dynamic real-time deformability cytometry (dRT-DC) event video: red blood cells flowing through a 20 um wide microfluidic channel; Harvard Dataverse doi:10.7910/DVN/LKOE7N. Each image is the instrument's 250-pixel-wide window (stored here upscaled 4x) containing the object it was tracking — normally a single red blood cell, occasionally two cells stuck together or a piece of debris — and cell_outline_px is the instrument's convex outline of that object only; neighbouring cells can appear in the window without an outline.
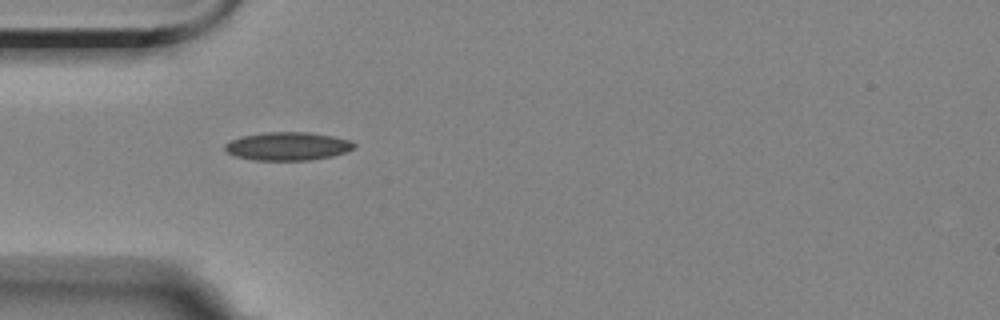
{"species": "Egyptian fruit bat (a non-hibernating species)", "species_latin": "Rousettus aegyptiacus", "temperature_condition": "room temperature", "stored_images_in_passage": 2, "camera_frame_rate_fps": 3000, "um_per_image_px": 0.085, "animal": {"sex": "female"}, "frame": {"image": 1, "passage_image": 1, "time_ms": 0.0, "image_size_px": [1000, 320], "cell_outline_px": [[356, 144], [352, 148], [344, 152], [332, 156], [312, 160], [252, 160], [236, 156], [228, 152], [224, 148], [224, 144], [232, 140], [244, 136], [264, 132], [308, 132], [332, 136], [352, 140]], "centroid_in_image_um": [24.46, 12.43], "position_along_channel_um": 60.5, "area_um2": 21.15}}
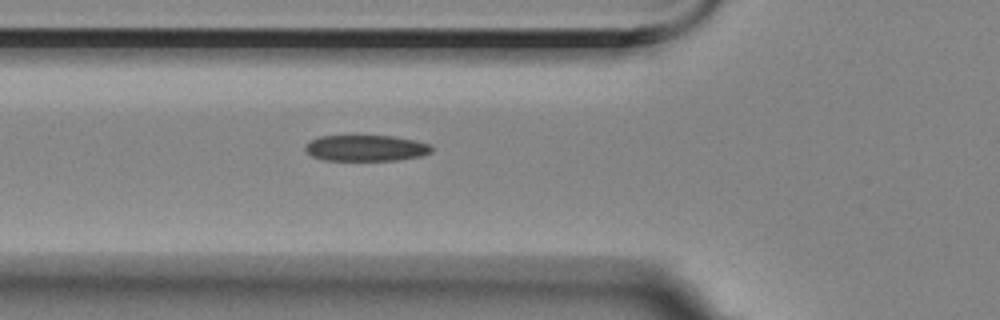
{"frame": {"image": 2, "passage_image": 2, "time_ms": 1.0, "image_size_px": [1000, 320], "cell_outline_px": [[432, 152], [420, 156], [396, 160], [324, 160], [312, 156], [304, 148], [304, 144], [320, 136], [392, 136], [416, 140], [428, 144], [432, 148]], "centroid_in_image_um": [31.09, 12.58], "position_along_channel_um": 94.7, "area_um2": 19.07}}